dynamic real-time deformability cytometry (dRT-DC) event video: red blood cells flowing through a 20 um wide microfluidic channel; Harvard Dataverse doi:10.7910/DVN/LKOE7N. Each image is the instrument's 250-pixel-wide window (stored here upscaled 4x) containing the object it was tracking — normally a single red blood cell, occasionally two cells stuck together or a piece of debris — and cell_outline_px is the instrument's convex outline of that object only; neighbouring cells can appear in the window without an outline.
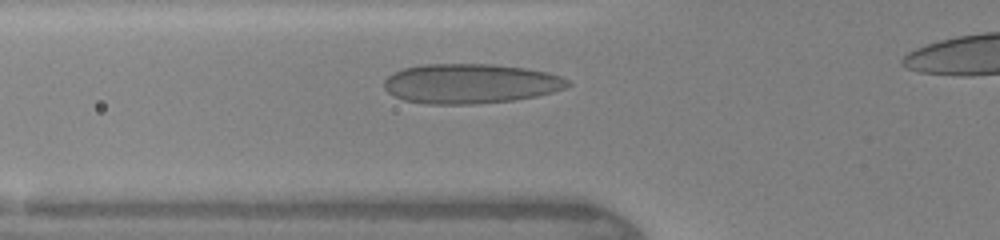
{"species": "human", "species_latin": "Homo sapiens", "temperature_condition": "warm", "stored_images_in_passage": 19, "camera_frame_rate_fps": 3000, "um_per_image_px": 0.085, "donor": {"sex": "female"}, "frame": {"image": 1, "passage_image": 6, "time_ms": 2.333, "image_size_px": [1000, 240], "cell_outline_px": [[572, 84], [564, 88], [552, 92], [536, 96], [512, 100], [476, 104], [424, 104], [404, 100], [388, 92], [384, 88], [384, 80], [392, 72], [404, 68], [424, 64], [492, 64], [528, 68], [548, 72], [560, 76], [568, 80]], "centroid_in_image_um": [39.98, 7.1], "position_along_channel_um": 85.8, "area_um2": 42.66}}